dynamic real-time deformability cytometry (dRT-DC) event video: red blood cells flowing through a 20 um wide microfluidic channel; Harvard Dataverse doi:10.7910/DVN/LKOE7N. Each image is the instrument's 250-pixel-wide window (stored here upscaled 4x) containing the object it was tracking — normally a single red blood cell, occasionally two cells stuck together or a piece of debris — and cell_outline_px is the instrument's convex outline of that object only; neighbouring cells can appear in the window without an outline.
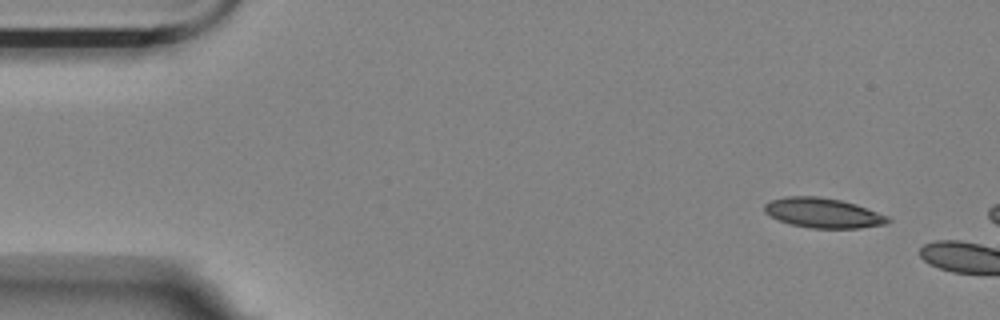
{"species": "Egyptian fruit bat (a non-hibernating species)", "species_latin": "Rousettus aegyptiacus", "temperature_condition": "room temperature", "stored_images_in_passage": 2, "camera_frame_rate_fps": 3000, "um_per_image_px": 0.085, "animal": {"sex": "female"}, "frame": {"image": 1, "passage_image": 1, "time_ms": 0.0, "image_size_px": [1000, 320], "cell_outline_px": [[892, 220], [884, 224], [860, 228], [812, 228], [792, 224], [780, 220], [764, 212], [764, 204], [772, 200], [788, 196], [816, 196], [840, 200], [856, 204], [888, 216]], "centroid_in_image_um": [69.98, 18.1], "position_along_channel_um": 15.0, "area_um2": 21.21}}